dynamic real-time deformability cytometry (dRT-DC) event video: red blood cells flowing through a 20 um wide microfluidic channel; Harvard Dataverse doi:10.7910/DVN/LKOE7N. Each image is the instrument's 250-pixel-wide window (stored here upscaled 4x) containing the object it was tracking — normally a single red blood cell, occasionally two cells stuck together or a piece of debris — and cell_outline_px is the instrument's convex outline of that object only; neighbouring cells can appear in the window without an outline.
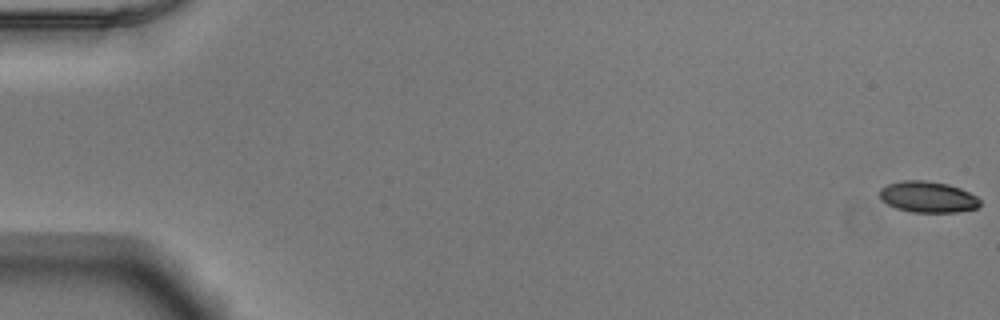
{"species": "Egyptian fruit bat (a non-hibernating species)", "species_latin": "Rousettus aegyptiacus", "temperature_condition": "warm", "stored_images_in_passage": 15, "camera_frame_rate_fps": 3000, "um_per_image_px": 0.085, "animal": {"sex": "male"}, "frame": {"image": 1, "passage_image": 1, "time_ms": 0.0, "image_size_px": [1000, 320], "cell_outline_px": [[980, 204], [976, 208], [956, 212], [912, 212], [896, 208], [880, 200], [880, 188], [888, 184], [900, 180], [928, 180], [948, 184], [960, 188], [976, 196], [980, 200]], "centroid_in_image_um": [78.84, 16.73], "position_along_channel_um": 6.2, "area_um2": 18.26}}
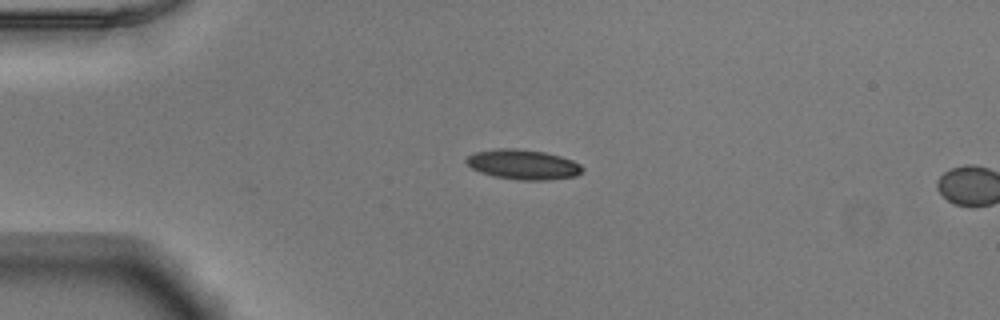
{"frame": {"image": 2, "passage_image": 14, "time_ms": 4.333, "image_size_px": [1000, 320], "cell_outline_px": [[584, 168], [576, 176], [548, 180], [516, 180], [492, 176], [480, 172], [472, 168], [464, 160], [472, 152], [496, 148], [516, 148], [544, 152], [560, 156], [572, 160], [580, 164]], "centroid_in_image_um": [44.43, 13.98], "position_along_channel_um": 40.6, "area_um2": 20.4}}